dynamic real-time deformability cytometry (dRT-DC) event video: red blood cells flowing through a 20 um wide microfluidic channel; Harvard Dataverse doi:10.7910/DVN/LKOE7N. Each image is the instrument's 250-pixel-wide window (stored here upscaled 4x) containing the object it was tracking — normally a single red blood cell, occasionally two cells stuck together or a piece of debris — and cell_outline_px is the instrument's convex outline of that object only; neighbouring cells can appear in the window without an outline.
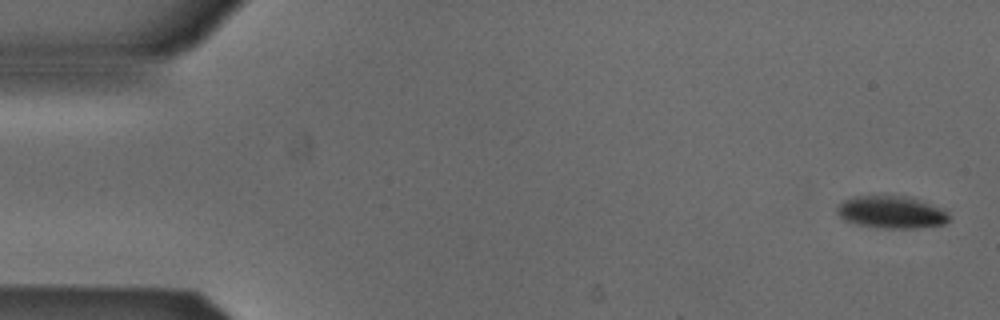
{"species": "Egyptian fruit bat (a non-hibernating species)", "species_latin": "Rousettus aegyptiacus", "temperature_condition": "cold", "stored_images_in_passage": 4, "camera_frame_rate_fps": 3000, "um_per_image_px": 0.085, "animal": {"sex": "male"}, "frame": {"image": 1, "passage_image": 1, "time_ms": 0.0, "image_size_px": [1000, 320], "cell_outline_px": [[948, 220], [944, 224], [920, 228], [884, 228], [856, 224], [844, 220], [836, 212], [836, 208], [844, 200], [852, 196], [912, 196], [944, 208], [948, 212]], "centroid_in_image_um": [75.8, 18.02], "position_along_channel_um": 9.2, "area_um2": 21.39}}